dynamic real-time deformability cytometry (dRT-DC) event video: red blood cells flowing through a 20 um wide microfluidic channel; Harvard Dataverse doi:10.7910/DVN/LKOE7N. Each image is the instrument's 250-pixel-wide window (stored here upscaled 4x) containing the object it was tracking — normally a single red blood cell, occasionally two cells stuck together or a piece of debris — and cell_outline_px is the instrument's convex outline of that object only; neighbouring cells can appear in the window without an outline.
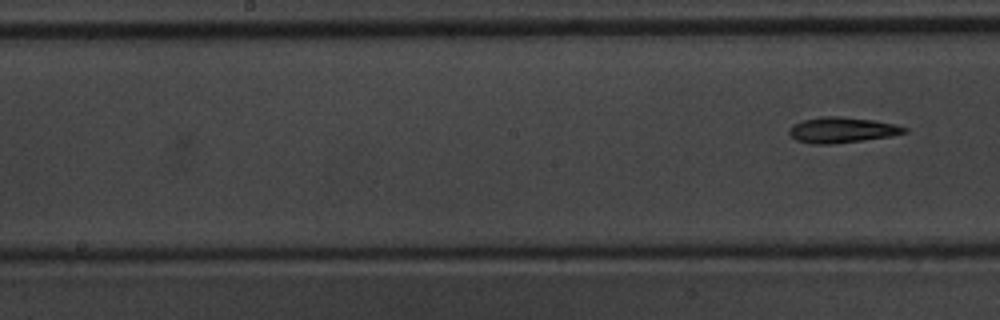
{"species": "common noctule bat (a hibernating species)", "species_latin": "Nyctalus noctula", "temperature_condition": "warm", "stored_images_in_passage": 9, "segment_of_instrument_passage": [2, 2], "camera_frame_rate_fps": 3000, "um_per_image_px": 0.085, "animal": {"sex": "male", "body_mass_g": 20.1, "forearm_length_mm": 53.5}, "frame": {"image": 1, "passage_image": 9, "time_ms": 10.0, "image_size_px": [1000, 320], "cell_outline_px": [[908, 132], [892, 136], [832, 144], [812, 144], [796, 140], [788, 132], [788, 128], [792, 124], [804, 120], [820, 116], [840, 116], [872, 120], [896, 124], [908, 128]], "centroid_in_image_um": [71.56, 11.04], "position_along_channel_um": 176.6, "area_um2": 17.28}}